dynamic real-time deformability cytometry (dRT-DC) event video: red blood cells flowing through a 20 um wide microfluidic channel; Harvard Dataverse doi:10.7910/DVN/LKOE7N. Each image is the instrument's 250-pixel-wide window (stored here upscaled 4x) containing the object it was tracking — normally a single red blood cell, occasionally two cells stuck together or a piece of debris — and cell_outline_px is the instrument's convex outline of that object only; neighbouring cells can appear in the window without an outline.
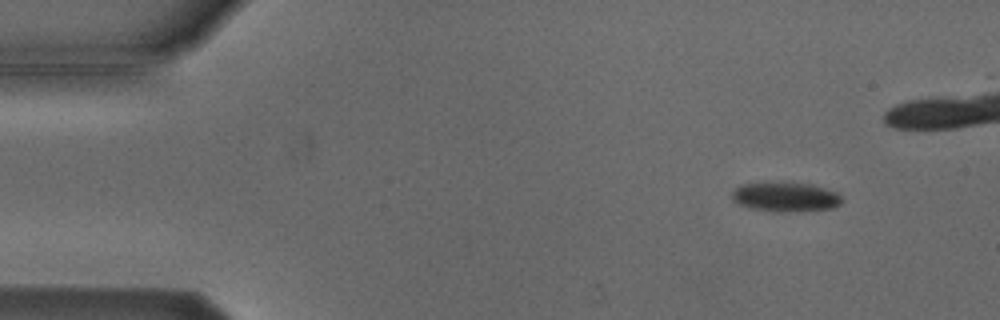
{"species": "Egyptian fruit bat (a non-hibernating species)", "species_latin": "Rousettus aegyptiacus", "temperature_condition": "cold", "stored_images_in_passage": 6, "camera_frame_rate_fps": 3000, "um_per_image_px": 0.085, "animal": {"sex": "male"}, "frame": {"image": 1, "passage_image": 2, "time_ms": 1.333, "image_size_px": [1000, 320], "cell_outline_px": [[844, 200], [840, 204], [832, 208], [796, 212], [776, 212], [748, 208], [732, 200], [732, 192], [740, 184], [784, 180], [812, 184], [836, 192]], "centroid_in_image_um": [66.75, 16.71], "position_along_channel_um": 18.2, "area_um2": 19.59}}